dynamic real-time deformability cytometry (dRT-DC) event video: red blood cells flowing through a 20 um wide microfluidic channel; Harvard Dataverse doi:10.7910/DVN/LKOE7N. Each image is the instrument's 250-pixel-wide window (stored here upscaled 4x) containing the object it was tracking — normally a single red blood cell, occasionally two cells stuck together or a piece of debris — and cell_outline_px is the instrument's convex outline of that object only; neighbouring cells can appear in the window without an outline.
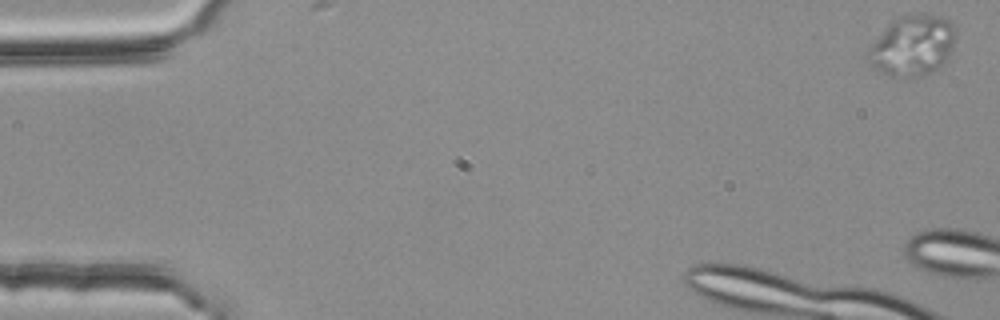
{"species": "common noctule bat (a hibernating species)", "species_latin": "Nyctalus noctula", "temperature_condition": "room temperature", "stored_images_in_passage": 3, "camera_frame_rate_fps": 3000, "um_per_image_px": 0.085, "animal": {"sex": "female", "body_mass_g": 25.1}, "frame": {"image": 1, "passage_image": 1, "time_ms": 0.0, "image_size_px": [1000, 320], "cell_outline_px": [[956, 36], [952, 48], [944, 64], [940, 68], [920, 76], [900, 80], [876, 72], [872, 64], [868, 52], [872, 44], [888, 24], [896, 16], [916, 12], [940, 16], [952, 20], [956, 28]], "centroid_in_image_um": [77.6, 3.87], "position_along_channel_um": 7.4, "area_um2": 31.67}}